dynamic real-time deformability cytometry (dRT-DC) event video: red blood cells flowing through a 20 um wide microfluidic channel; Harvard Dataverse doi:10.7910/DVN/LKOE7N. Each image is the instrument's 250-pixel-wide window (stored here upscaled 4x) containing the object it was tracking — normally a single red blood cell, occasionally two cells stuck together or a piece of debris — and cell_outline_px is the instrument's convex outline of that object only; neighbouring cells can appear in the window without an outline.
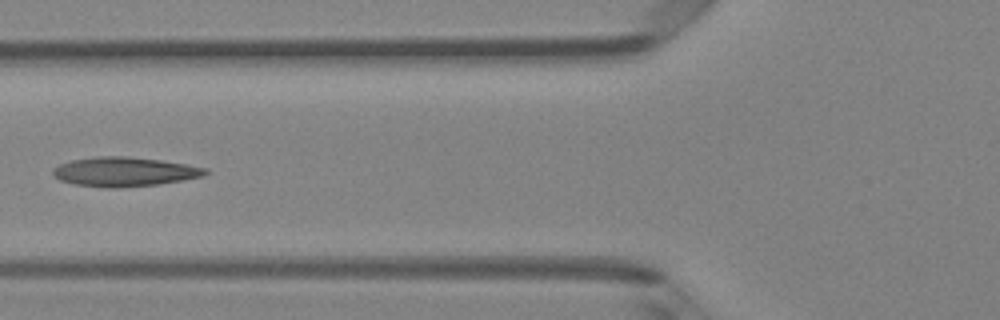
{"species": "Egyptian fruit bat (a non-hibernating species)", "species_latin": "Rousettus aegyptiacus", "temperature_condition": "room temperature", "stored_images_in_passage": 7, "camera_frame_rate_fps": 3000, "um_per_image_px": 0.085, "animal": {"sex": "female"}, "frame": {"image": 1, "passage_image": 5, "time_ms": 4.667, "image_size_px": [1000, 320], "cell_outline_px": [[208, 172], [204, 176], [156, 184], [112, 188], [108, 188], [76, 184], [60, 180], [52, 176], [52, 168], [60, 164], [72, 160], [96, 156], [124, 156], [160, 160], [188, 164], [208, 168]], "centroid_in_image_um": [10.55, 14.59], "position_along_channel_um": 115.2, "area_um2": 25.89}}
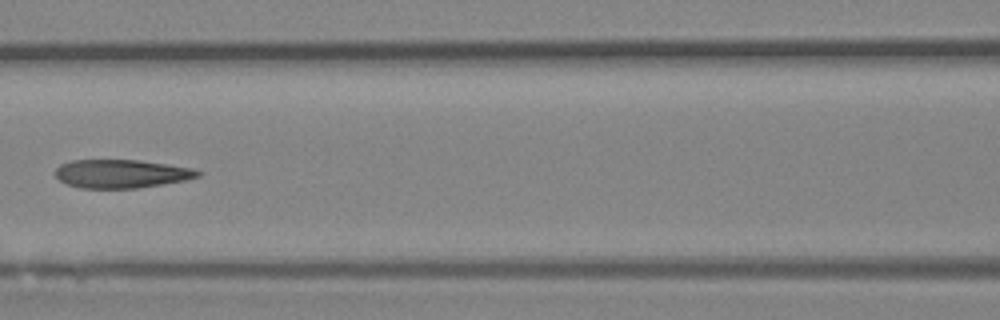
{"frame": {"image": 2, "passage_image": 6, "time_ms": 5.667, "image_size_px": [1000, 320], "cell_outline_px": [[200, 176], [184, 180], [136, 188], [80, 188], [64, 184], [56, 176], [56, 168], [60, 164], [72, 160], [140, 160], [168, 164], [192, 168], [200, 172]], "centroid_in_image_um": [10.27, 14.76], "position_along_channel_um": 156.3, "area_um2": 23.52}}
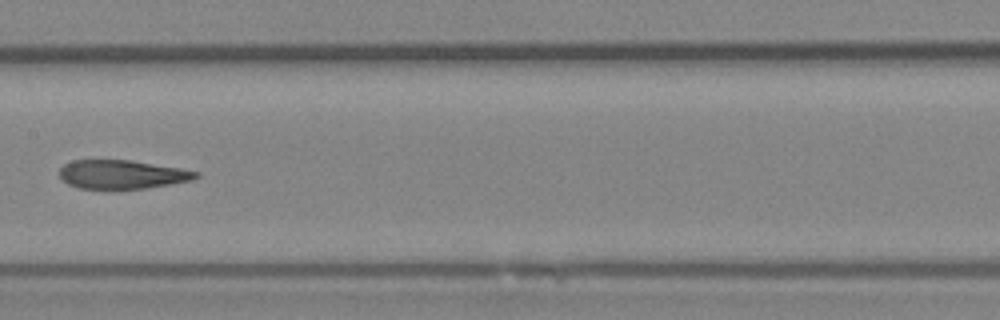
{"frame": {"image": 3, "passage_image": 7, "time_ms": 6.667, "image_size_px": [1000, 320], "cell_outline_px": [[200, 176], [192, 180], [148, 188], [76, 188], [68, 184], [60, 176], [60, 168], [64, 164], [72, 160], [128, 160], [180, 168], [200, 172]], "centroid_in_image_um": [10.38, 14.82], "position_along_channel_um": 197.0, "area_um2": 22.66}}